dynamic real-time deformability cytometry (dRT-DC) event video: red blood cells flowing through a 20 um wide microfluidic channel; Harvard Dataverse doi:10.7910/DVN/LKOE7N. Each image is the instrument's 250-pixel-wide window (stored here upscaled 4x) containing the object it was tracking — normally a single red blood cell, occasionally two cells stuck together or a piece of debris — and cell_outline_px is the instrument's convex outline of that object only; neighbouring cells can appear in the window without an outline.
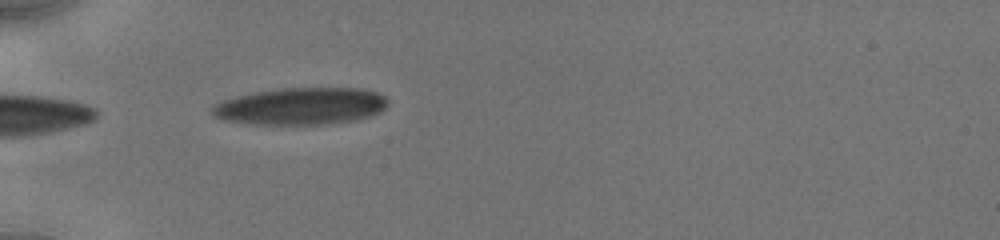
{"species": "human", "species_latin": "Homo sapiens", "temperature_condition": "cold", "stored_images_in_passage": 13, "segment_of_instrument_passage": [2, 2], "camera_frame_rate_fps": 3000, "um_per_image_px": 0.085, "donor": {"sex": "male"}, "frame": {"image": 1, "passage_image": 11, "time_ms": 5.667, "image_size_px": [1000, 240], "cell_outline_px": [[388, 104], [380, 112], [356, 120], [328, 124], [256, 124], [224, 120], [216, 116], [212, 112], [212, 108], [216, 104], [224, 100], [256, 92], [280, 88], [360, 88], [376, 92], [384, 96], [388, 100]], "centroid_in_image_um": [25.63, 9.02], "position_along_channel_um": 59.4, "area_um2": 37.57}}